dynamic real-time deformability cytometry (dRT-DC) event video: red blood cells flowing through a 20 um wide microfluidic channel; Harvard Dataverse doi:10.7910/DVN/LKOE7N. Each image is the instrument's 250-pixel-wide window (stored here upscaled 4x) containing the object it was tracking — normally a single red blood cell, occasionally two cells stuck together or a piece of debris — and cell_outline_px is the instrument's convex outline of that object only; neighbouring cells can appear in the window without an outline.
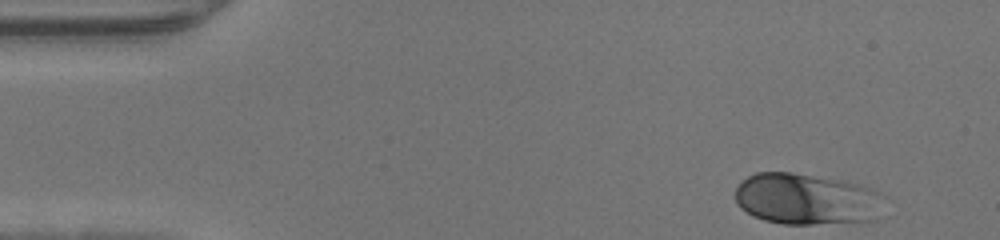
{"species": "human", "species_latin": "Homo sapiens", "temperature_condition": "warm", "stored_images_in_passage": 34, "camera_frame_rate_fps": 3000, "um_per_image_px": 0.085, "donor": {"sex": "male"}, "frame": {"image": 1, "passage_image": 1, "time_ms": 0.0, "image_size_px": [1000, 240], "cell_outline_px": [[888, 196], [876, 220], [812, 224], [784, 224], [764, 220], [752, 216], [740, 208], [736, 204], [736, 188], [748, 176], [756, 172], [792, 172], [844, 180], [872, 188]], "centroid_in_image_um": [68.61, 16.92], "position_along_channel_um": 16.4, "area_um2": 45.2}}
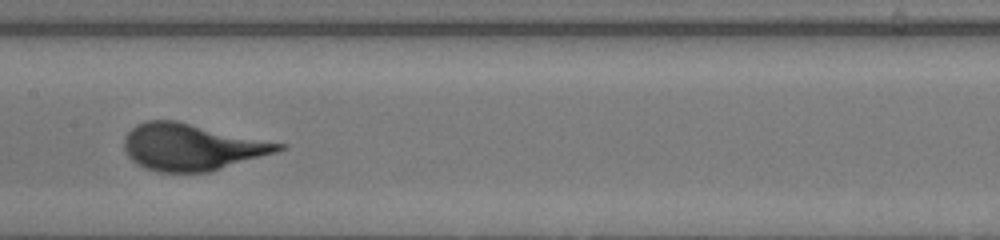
{"frame": {"image": 2, "passage_image": 20, "time_ms": 6.333, "image_size_px": [1000, 240], "cell_outline_px": [[288, 144], [284, 148], [276, 152], [208, 172], [156, 172], [144, 168], [136, 164], [128, 156], [124, 148], [124, 136], [136, 124], [148, 120], [176, 120]], "centroid_in_image_um": [16.28, 12.49], "position_along_channel_um": 191.1, "area_um2": 42.14}}
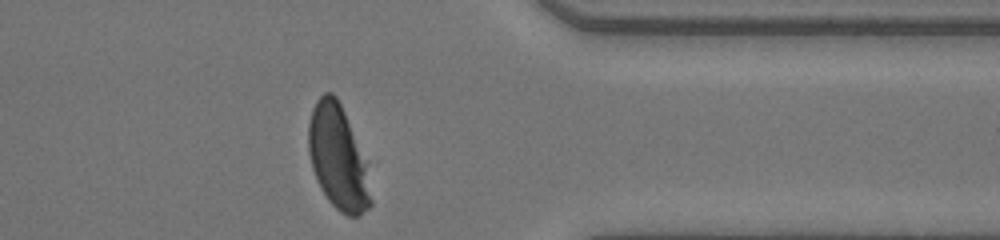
{"frame": {"image": 3, "passage_image": 34, "time_ms": 11.0, "image_size_px": [1000, 240], "cell_outline_px": [[372, 204], [360, 216], [348, 216], [340, 212], [328, 200], [320, 188], [312, 168], [308, 152], [308, 124], [312, 108], [316, 100], [324, 92], [332, 92], [336, 96], [344, 112], [364, 164], [372, 200]], "centroid_in_image_um": [28.66, 13.41], "position_along_channel_um": 382.7, "area_um2": 36.88}}